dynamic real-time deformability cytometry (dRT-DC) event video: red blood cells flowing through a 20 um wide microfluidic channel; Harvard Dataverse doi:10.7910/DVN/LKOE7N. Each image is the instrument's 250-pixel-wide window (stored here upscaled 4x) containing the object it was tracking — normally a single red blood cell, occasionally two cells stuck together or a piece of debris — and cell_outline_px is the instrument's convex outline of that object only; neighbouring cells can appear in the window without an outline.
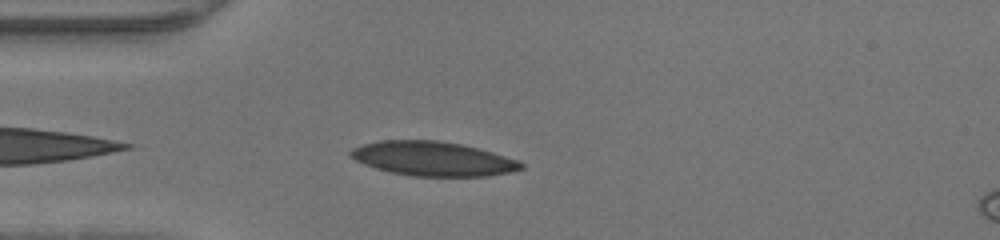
{"species": "human", "species_latin": "Homo sapiens", "temperature_condition": "warm", "stored_images_in_passage": 36, "camera_frame_rate_fps": 3000, "um_per_image_px": 0.085, "donor": {"sex": "male"}, "frame": {"image": 1, "passage_image": 2, "time_ms": 0.333, "image_size_px": [1000, 240], "cell_outline_px": [[524, 168], [508, 172], [488, 176], [412, 176], [392, 172], [376, 168], [364, 164], [356, 160], [348, 152], [352, 148], [364, 144], [380, 140], [440, 140], [460, 144], [492, 152], [516, 160], [524, 164]], "centroid_in_image_um": [36.78, 13.49], "position_along_channel_um": 48.2, "area_um2": 33.76}}
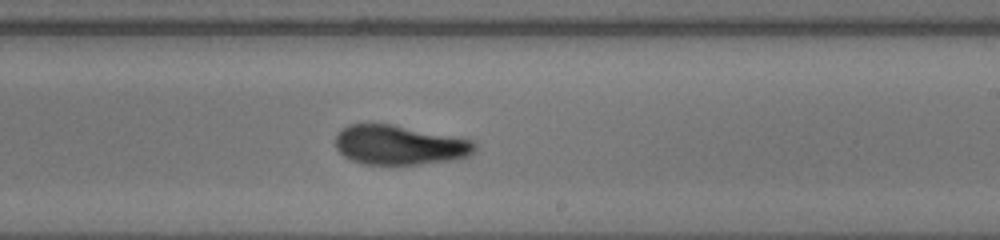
{"frame": {"image": 2, "passage_image": 17, "time_ms": 5.333, "image_size_px": [1000, 240], "cell_outline_px": [[476, 148], [468, 156], [456, 160], [420, 164], [364, 164], [352, 160], [344, 156], [336, 148], [336, 136], [348, 124], [392, 124], [472, 140], [476, 144]], "centroid_in_image_um": [33.97, 12.33], "position_along_channel_um": 255.0, "area_um2": 31.85}}
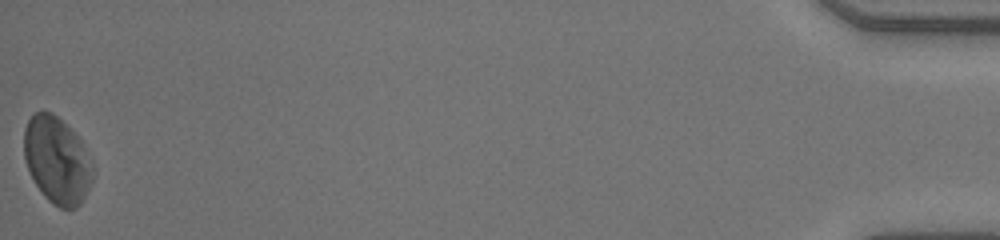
{"frame": {"image": 3, "passage_image": 36, "time_ms": 11.667, "image_size_px": [1000, 240], "cell_outline_px": [[92, 180], [84, 200], [76, 208], [60, 208], [52, 204], [44, 196], [36, 184], [24, 160], [24, 128], [28, 120], [36, 112], [52, 112], [80, 140], [92, 168]], "centroid_in_image_um": [4.81, 13.66], "position_along_channel_um": 430.4, "area_um2": 34.1}}